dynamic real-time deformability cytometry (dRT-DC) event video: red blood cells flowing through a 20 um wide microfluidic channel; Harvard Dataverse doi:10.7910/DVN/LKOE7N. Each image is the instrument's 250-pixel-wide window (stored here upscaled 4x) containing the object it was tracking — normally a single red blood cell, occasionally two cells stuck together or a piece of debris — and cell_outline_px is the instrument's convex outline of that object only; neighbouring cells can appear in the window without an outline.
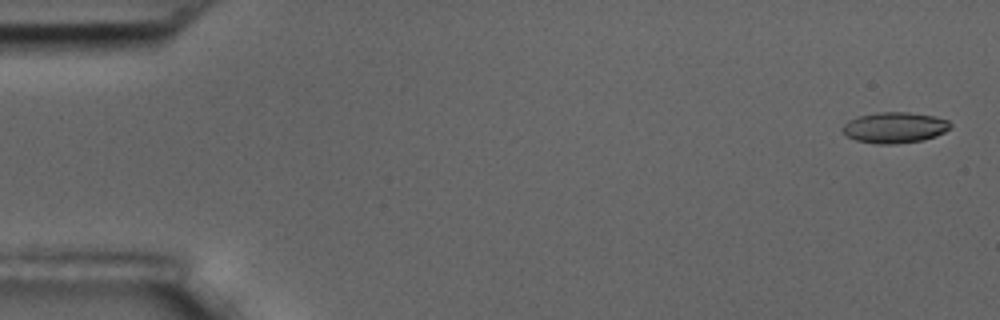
{"species": "common noctule bat (a hibernating species)", "species_latin": "Nyctalus noctula", "temperature_condition": "room temperature", "stored_images_in_passage": 12, "camera_frame_rate_fps": 3000, "um_per_image_px": 0.085, "animal": {"sex": "male", "body_mass_g": 17.5, "forearm_length_mm": 52.3}, "frame": {"image": 1, "passage_image": 1, "time_ms": 0.0, "image_size_px": [1000, 320], "cell_outline_px": [[952, 128], [936, 136], [924, 140], [896, 144], [880, 144], [856, 140], [848, 136], [840, 128], [848, 120], [860, 116], [880, 112], [908, 112], [936, 116], [948, 120], [952, 124]], "centroid_in_image_um": [76.09, 10.84], "position_along_channel_um": 8.9, "area_um2": 19.48}}
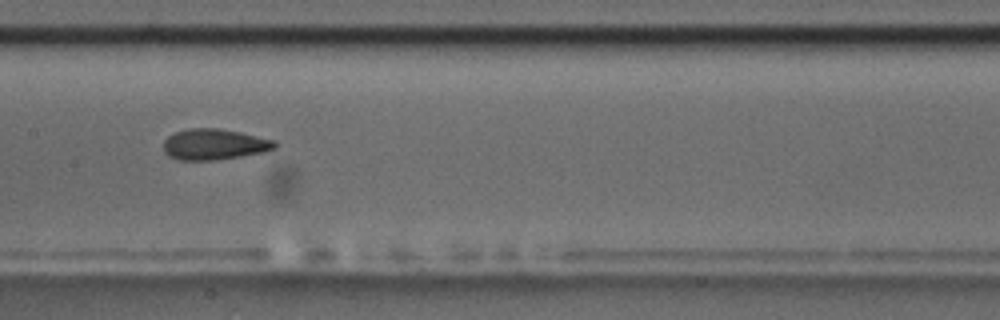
{"frame": {"image": 2, "passage_image": 8, "time_ms": 9.0, "image_size_px": [1000, 320], "cell_outline_px": [[276, 148], [264, 152], [240, 156], [212, 160], [180, 160], [168, 156], [164, 152], [164, 140], [168, 136], [176, 132], [188, 128], [220, 128], [240, 132], [276, 140]], "centroid_in_image_um": [18.21, 12.26], "position_along_channel_um": 189.2, "area_um2": 20.06}}
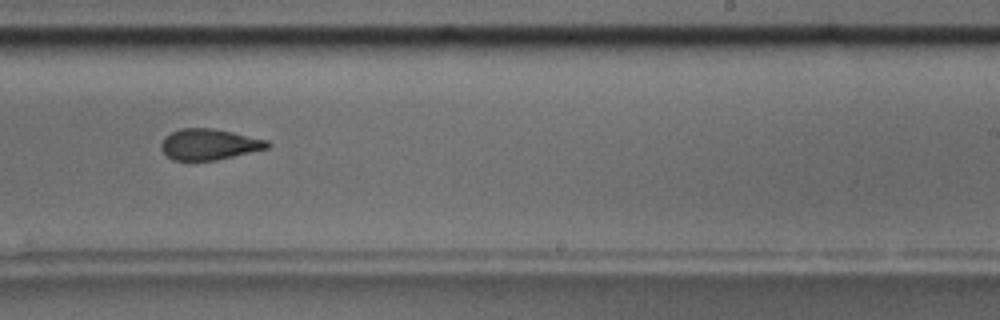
{"frame": {"image": 3, "passage_image": 10, "time_ms": 11.333, "image_size_px": [1000, 320], "cell_outline_px": [[272, 144], [268, 148], [216, 160], [172, 160], [160, 148], [160, 144], [164, 136], [180, 128], [212, 128], [232, 132], [268, 140]], "centroid_in_image_um": [17.76, 12.26], "position_along_channel_um": 271.2, "area_um2": 19.13}}